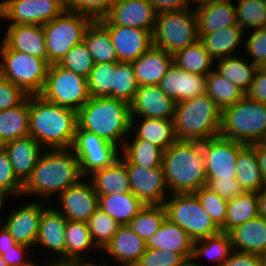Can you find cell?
Listing matches in <instances>:
<instances>
[{"instance_id": "27", "label": "cell", "mask_w": 266, "mask_h": 266, "mask_svg": "<svg viewBox=\"0 0 266 266\" xmlns=\"http://www.w3.org/2000/svg\"><path fill=\"white\" fill-rule=\"evenodd\" d=\"M145 246L147 249L180 253L185 259H189L193 255L194 241L178 224L165 218L159 230L145 241Z\"/></svg>"}, {"instance_id": "29", "label": "cell", "mask_w": 266, "mask_h": 266, "mask_svg": "<svg viewBox=\"0 0 266 266\" xmlns=\"http://www.w3.org/2000/svg\"><path fill=\"white\" fill-rule=\"evenodd\" d=\"M172 63L173 55L152 46L132 62L138 85H159Z\"/></svg>"}, {"instance_id": "38", "label": "cell", "mask_w": 266, "mask_h": 266, "mask_svg": "<svg viewBox=\"0 0 266 266\" xmlns=\"http://www.w3.org/2000/svg\"><path fill=\"white\" fill-rule=\"evenodd\" d=\"M132 139L126 138L121 149V154L132 164L153 169L162 166L163 150L146 140L137 139L134 134ZM131 140V141H130Z\"/></svg>"}, {"instance_id": "58", "label": "cell", "mask_w": 266, "mask_h": 266, "mask_svg": "<svg viewBox=\"0 0 266 266\" xmlns=\"http://www.w3.org/2000/svg\"><path fill=\"white\" fill-rule=\"evenodd\" d=\"M29 251L32 252L31 247L17 243L8 251H0V255L8 266H23L32 260Z\"/></svg>"}, {"instance_id": "46", "label": "cell", "mask_w": 266, "mask_h": 266, "mask_svg": "<svg viewBox=\"0 0 266 266\" xmlns=\"http://www.w3.org/2000/svg\"><path fill=\"white\" fill-rule=\"evenodd\" d=\"M138 87L132 62H119L114 74L112 98L120 99L130 104L135 98Z\"/></svg>"}, {"instance_id": "67", "label": "cell", "mask_w": 266, "mask_h": 266, "mask_svg": "<svg viewBox=\"0 0 266 266\" xmlns=\"http://www.w3.org/2000/svg\"><path fill=\"white\" fill-rule=\"evenodd\" d=\"M9 198H11L9 195H7L6 193L0 191V210L2 208H4V205L6 206V205L9 204V203H7L9 201H6L7 199L9 200ZM0 212H2V211H0Z\"/></svg>"}, {"instance_id": "24", "label": "cell", "mask_w": 266, "mask_h": 266, "mask_svg": "<svg viewBox=\"0 0 266 266\" xmlns=\"http://www.w3.org/2000/svg\"><path fill=\"white\" fill-rule=\"evenodd\" d=\"M209 0L194 6L198 21V36L237 25L235 1Z\"/></svg>"}, {"instance_id": "50", "label": "cell", "mask_w": 266, "mask_h": 266, "mask_svg": "<svg viewBox=\"0 0 266 266\" xmlns=\"http://www.w3.org/2000/svg\"><path fill=\"white\" fill-rule=\"evenodd\" d=\"M58 64L87 78L95 62L84 42H81L73 46Z\"/></svg>"}, {"instance_id": "72", "label": "cell", "mask_w": 266, "mask_h": 266, "mask_svg": "<svg viewBox=\"0 0 266 266\" xmlns=\"http://www.w3.org/2000/svg\"><path fill=\"white\" fill-rule=\"evenodd\" d=\"M0 266H8V264L2 259L0 255Z\"/></svg>"}, {"instance_id": "61", "label": "cell", "mask_w": 266, "mask_h": 266, "mask_svg": "<svg viewBox=\"0 0 266 266\" xmlns=\"http://www.w3.org/2000/svg\"><path fill=\"white\" fill-rule=\"evenodd\" d=\"M155 9V12L177 11L193 8L190 0H148ZM192 5V6H191Z\"/></svg>"}, {"instance_id": "35", "label": "cell", "mask_w": 266, "mask_h": 266, "mask_svg": "<svg viewBox=\"0 0 266 266\" xmlns=\"http://www.w3.org/2000/svg\"><path fill=\"white\" fill-rule=\"evenodd\" d=\"M144 206L131 192L99 196V208L119 225H128Z\"/></svg>"}, {"instance_id": "9", "label": "cell", "mask_w": 266, "mask_h": 266, "mask_svg": "<svg viewBox=\"0 0 266 266\" xmlns=\"http://www.w3.org/2000/svg\"><path fill=\"white\" fill-rule=\"evenodd\" d=\"M94 20L79 12L65 10L42 26L47 46V62L59 63L73 46L83 42L86 29Z\"/></svg>"}, {"instance_id": "42", "label": "cell", "mask_w": 266, "mask_h": 266, "mask_svg": "<svg viewBox=\"0 0 266 266\" xmlns=\"http://www.w3.org/2000/svg\"><path fill=\"white\" fill-rule=\"evenodd\" d=\"M206 94L223 110L238 102L246 93L222 77L214 68L206 75Z\"/></svg>"}, {"instance_id": "10", "label": "cell", "mask_w": 266, "mask_h": 266, "mask_svg": "<svg viewBox=\"0 0 266 266\" xmlns=\"http://www.w3.org/2000/svg\"><path fill=\"white\" fill-rule=\"evenodd\" d=\"M163 205L166 218L178 224L193 241L221 232L194 193L170 194Z\"/></svg>"}, {"instance_id": "4", "label": "cell", "mask_w": 266, "mask_h": 266, "mask_svg": "<svg viewBox=\"0 0 266 266\" xmlns=\"http://www.w3.org/2000/svg\"><path fill=\"white\" fill-rule=\"evenodd\" d=\"M77 122L81 129L122 149L130 134V104L110 97H91L77 111Z\"/></svg>"}, {"instance_id": "52", "label": "cell", "mask_w": 266, "mask_h": 266, "mask_svg": "<svg viewBox=\"0 0 266 266\" xmlns=\"http://www.w3.org/2000/svg\"><path fill=\"white\" fill-rule=\"evenodd\" d=\"M22 189L23 183L15 176L8 154L0 146V191L17 200Z\"/></svg>"}, {"instance_id": "21", "label": "cell", "mask_w": 266, "mask_h": 266, "mask_svg": "<svg viewBox=\"0 0 266 266\" xmlns=\"http://www.w3.org/2000/svg\"><path fill=\"white\" fill-rule=\"evenodd\" d=\"M176 102L167 96L159 85L139 86L130 103L131 117L173 119Z\"/></svg>"}, {"instance_id": "22", "label": "cell", "mask_w": 266, "mask_h": 266, "mask_svg": "<svg viewBox=\"0 0 266 266\" xmlns=\"http://www.w3.org/2000/svg\"><path fill=\"white\" fill-rule=\"evenodd\" d=\"M0 44L47 61V46L42 25L7 24Z\"/></svg>"}, {"instance_id": "63", "label": "cell", "mask_w": 266, "mask_h": 266, "mask_svg": "<svg viewBox=\"0 0 266 266\" xmlns=\"http://www.w3.org/2000/svg\"><path fill=\"white\" fill-rule=\"evenodd\" d=\"M16 244L10 232L0 223V251H8Z\"/></svg>"}, {"instance_id": "55", "label": "cell", "mask_w": 266, "mask_h": 266, "mask_svg": "<svg viewBox=\"0 0 266 266\" xmlns=\"http://www.w3.org/2000/svg\"><path fill=\"white\" fill-rule=\"evenodd\" d=\"M184 260L180 253L146 248L134 266H179Z\"/></svg>"}, {"instance_id": "66", "label": "cell", "mask_w": 266, "mask_h": 266, "mask_svg": "<svg viewBox=\"0 0 266 266\" xmlns=\"http://www.w3.org/2000/svg\"><path fill=\"white\" fill-rule=\"evenodd\" d=\"M179 266H204L202 262L200 261L198 263L197 260H194L193 258L185 259Z\"/></svg>"}, {"instance_id": "71", "label": "cell", "mask_w": 266, "mask_h": 266, "mask_svg": "<svg viewBox=\"0 0 266 266\" xmlns=\"http://www.w3.org/2000/svg\"><path fill=\"white\" fill-rule=\"evenodd\" d=\"M205 1H209V0H190V2L194 5H197L199 3L205 2Z\"/></svg>"}, {"instance_id": "5", "label": "cell", "mask_w": 266, "mask_h": 266, "mask_svg": "<svg viewBox=\"0 0 266 266\" xmlns=\"http://www.w3.org/2000/svg\"><path fill=\"white\" fill-rule=\"evenodd\" d=\"M221 114L222 110L207 94L176 103L173 117L176 138L203 142L218 136Z\"/></svg>"}, {"instance_id": "37", "label": "cell", "mask_w": 266, "mask_h": 266, "mask_svg": "<svg viewBox=\"0 0 266 266\" xmlns=\"http://www.w3.org/2000/svg\"><path fill=\"white\" fill-rule=\"evenodd\" d=\"M83 42L95 63L119 62L108 31L97 20L86 29Z\"/></svg>"}, {"instance_id": "43", "label": "cell", "mask_w": 266, "mask_h": 266, "mask_svg": "<svg viewBox=\"0 0 266 266\" xmlns=\"http://www.w3.org/2000/svg\"><path fill=\"white\" fill-rule=\"evenodd\" d=\"M166 218L164 205H145L128 224L131 231L146 241L157 232Z\"/></svg>"}, {"instance_id": "69", "label": "cell", "mask_w": 266, "mask_h": 266, "mask_svg": "<svg viewBox=\"0 0 266 266\" xmlns=\"http://www.w3.org/2000/svg\"><path fill=\"white\" fill-rule=\"evenodd\" d=\"M34 260H31L30 262H28L26 265L23 266H45V261H41V263H37L35 260L36 258H33Z\"/></svg>"}, {"instance_id": "3", "label": "cell", "mask_w": 266, "mask_h": 266, "mask_svg": "<svg viewBox=\"0 0 266 266\" xmlns=\"http://www.w3.org/2000/svg\"><path fill=\"white\" fill-rule=\"evenodd\" d=\"M162 167L170 194L194 193L207 184L203 142L177 140L163 152Z\"/></svg>"}, {"instance_id": "68", "label": "cell", "mask_w": 266, "mask_h": 266, "mask_svg": "<svg viewBox=\"0 0 266 266\" xmlns=\"http://www.w3.org/2000/svg\"><path fill=\"white\" fill-rule=\"evenodd\" d=\"M0 19L2 20H4V22H5V20H6V4H5V0H2V1H0ZM0 20V22H2Z\"/></svg>"}, {"instance_id": "53", "label": "cell", "mask_w": 266, "mask_h": 266, "mask_svg": "<svg viewBox=\"0 0 266 266\" xmlns=\"http://www.w3.org/2000/svg\"><path fill=\"white\" fill-rule=\"evenodd\" d=\"M115 0H65L66 9L91 17L94 21L103 18Z\"/></svg>"}, {"instance_id": "39", "label": "cell", "mask_w": 266, "mask_h": 266, "mask_svg": "<svg viewBox=\"0 0 266 266\" xmlns=\"http://www.w3.org/2000/svg\"><path fill=\"white\" fill-rule=\"evenodd\" d=\"M233 251L228 233L220 232L216 235L194 241V260L206 258L212 266H220ZM214 262V263H213Z\"/></svg>"}, {"instance_id": "18", "label": "cell", "mask_w": 266, "mask_h": 266, "mask_svg": "<svg viewBox=\"0 0 266 266\" xmlns=\"http://www.w3.org/2000/svg\"><path fill=\"white\" fill-rule=\"evenodd\" d=\"M109 33L119 62H133L153 46L151 30L101 24Z\"/></svg>"}, {"instance_id": "40", "label": "cell", "mask_w": 266, "mask_h": 266, "mask_svg": "<svg viewBox=\"0 0 266 266\" xmlns=\"http://www.w3.org/2000/svg\"><path fill=\"white\" fill-rule=\"evenodd\" d=\"M259 216L257 193L244 192L228 201L225 225L221 232L229 233L233 228Z\"/></svg>"}, {"instance_id": "17", "label": "cell", "mask_w": 266, "mask_h": 266, "mask_svg": "<svg viewBox=\"0 0 266 266\" xmlns=\"http://www.w3.org/2000/svg\"><path fill=\"white\" fill-rule=\"evenodd\" d=\"M155 9L148 0H115L100 24H113L154 31Z\"/></svg>"}, {"instance_id": "65", "label": "cell", "mask_w": 266, "mask_h": 266, "mask_svg": "<svg viewBox=\"0 0 266 266\" xmlns=\"http://www.w3.org/2000/svg\"><path fill=\"white\" fill-rule=\"evenodd\" d=\"M258 214L266 219V187L257 192Z\"/></svg>"}, {"instance_id": "26", "label": "cell", "mask_w": 266, "mask_h": 266, "mask_svg": "<svg viewBox=\"0 0 266 266\" xmlns=\"http://www.w3.org/2000/svg\"><path fill=\"white\" fill-rule=\"evenodd\" d=\"M232 249L266 258V219L257 216L229 233Z\"/></svg>"}, {"instance_id": "30", "label": "cell", "mask_w": 266, "mask_h": 266, "mask_svg": "<svg viewBox=\"0 0 266 266\" xmlns=\"http://www.w3.org/2000/svg\"><path fill=\"white\" fill-rule=\"evenodd\" d=\"M244 31L237 25L203 34L199 37L204 49L216 61L228 56H234L238 48L244 45Z\"/></svg>"}, {"instance_id": "45", "label": "cell", "mask_w": 266, "mask_h": 266, "mask_svg": "<svg viewBox=\"0 0 266 266\" xmlns=\"http://www.w3.org/2000/svg\"><path fill=\"white\" fill-rule=\"evenodd\" d=\"M119 62L95 63L87 77L88 89L91 97L112 98L114 74Z\"/></svg>"}, {"instance_id": "36", "label": "cell", "mask_w": 266, "mask_h": 266, "mask_svg": "<svg viewBox=\"0 0 266 266\" xmlns=\"http://www.w3.org/2000/svg\"><path fill=\"white\" fill-rule=\"evenodd\" d=\"M29 96L20 105L0 111V146L29 135Z\"/></svg>"}, {"instance_id": "2", "label": "cell", "mask_w": 266, "mask_h": 266, "mask_svg": "<svg viewBox=\"0 0 266 266\" xmlns=\"http://www.w3.org/2000/svg\"><path fill=\"white\" fill-rule=\"evenodd\" d=\"M29 136L44 149L72 147L77 122V111L51 103L41 95H29Z\"/></svg>"}, {"instance_id": "59", "label": "cell", "mask_w": 266, "mask_h": 266, "mask_svg": "<svg viewBox=\"0 0 266 266\" xmlns=\"http://www.w3.org/2000/svg\"><path fill=\"white\" fill-rule=\"evenodd\" d=\"M266 258L260 255L233 250L220 266H265Z\"/></svg>"}, {"instance_id": "31", "label": "cell", "mask_w": 266, "mask_h": 266, "mask_svg": "<svg viewBox=\"0 0 266 266\" xmlns=\"http://www.w3.org/2000/svg\"><path fill=\"white\" fill-rule=\"evenodd\" d=\"M87 178L98 196L131 192L126 165L121 158L108 167L94 171Z\"/></svg>"}, {"instance_id": "15", "label": "cell", "mask_w": 266, "mask_h": 266, "mask_svg": "<svg viewBox=\"0 0 266 266\" xmlns=\"http://www.w3.org/2000/svg\"><path fill=\"white\" fill-rule=\"evenodd\" d=\"M49 201H29L21 204L9 212L4 219L0 218V223L10 232L14 240L31 248L35 247L39 232V222L42 212L50 205ZM44 204V205H43Z\"/></svg>"}, {"instance_id": "20", "label": "cell", "mask_w": 266, "mask_h": 266, "mask_svg": "<svg viewBox=\"0 0 266 266\" xmlns=\"http://www.w3.org/2000/svg\"><path fill=\"white\" fill-rule=\"evenodd\" d=\"M145 250V241L131 231L128 225H120L113 238L101 250L102 254L107 255L103 257L102 263L109 265L112 259L117 266H134Z\"/></svg>"}, {"instance_id": "51", "label": "cell", "mask_w": 266, "mask_h": 266, "mask_svg": "<svg viewBox=\"0 0 266 266\" xmlns=\"http://www.w3.org/2000/svg\"><path fill=\"white\" fill-rule=\"evenodd\" d=\"M248 38L244 37L246 58L257 68L266 67V27L251 30Z\"/></svg>"}, {"instance_id": "12", "label": "cell", "mask_w": 266, "mask_h": 266, "mask_svg": "<svg viewBox=\"0 0 266 266\" xmlns=\"http://www.w3.org/2000/svg\"><path fill=\"white\" fill-rule=\"evenodd\" d=\"M245 145L220 135L203 141L207 180L235 178L238 153Z\"/></svg>"}, {"instance_id": "32", "label": "cell", "mask_w": 266, "mask_h": 266, "mask_svg": "<svg viewBox=\"0 0 266 266\" xmlns=\"http://www.w3.org/2000/svg\"><path fill=\"white\" fill-rule=\"evenodd\" d=\"M101 250L93 242L88 225L85 222L67 220L65 228V260H82L97 262L92 257L88 258V252Z\"/></svg>"}, {"instance_id": "13", "label": "cell", "mask_w": 266, "mask_h": 266, "mask_svg": "<svg viewBox=\"0 0 266 266\" xmlns=\"http://www.w3.org/2000/svg\"><path fill=\"white\" fill-rule=\"evenodd\" d=\"M120 158L126 165L131 193L144 205H163L170 195L163 167L145 169L143 166L130 163L122 154Z\"/></svg>"}, {"instance_id": "14", "label": "cell", "mask_w": 266, "mask_h": 266, "mask_svg": "<svg viewBox=\"0 0 266 266\" xmlns=\"http://www.w3.org/2000/svg\"><path fill=\"white\" fill-rule=\"evenodd\" d=\"M57 197L59 207L53 206L66 220L87 223L99 208V196L91 181L84 177L78 183L68 187Z\"/></svg>"}, {"instance_id": "41", "label": "cell", "mask_w": 266, "mask_h": 266, "mask_svg": "<svg viewBox=\"0 0 266 266\" xmlns=\"http://www.w3.org/2000/svg\"><path fill=\"white\" fill-rule=\"evenodd\" d=\"M173 62L183 70L207 75L214 68V60L198 40L173 55Z\"/></svg>"}, {"instance_id": "1", "label": "cell", "mask_w": 266, "mask_h": 266, "mask_svg": "<svg viewBox=\"0 0 266 266\" xmlns=\"http://www.w3.org/2000/svg\"><path fill=\"white\" fill-rule=\"evenodd\" d=\"M82 178L84 177L78 159L71 148L45 149L30 177L23 184L21 196L30 195L35 201L46 202Z\"/></svg>"}, {"instance_id": "16", "label": "cell", "mask_w": 266, "mask_h": 266, "mask_svg": "<svg viewBox=\"0 0 266 266\" xmlns=\"http://www.w3.org/2000/svg\"><path fill=\"white\" fill-rule=\"evenodd\" d=\"M8 24L44 25L60 16L65 0H5Z\"/></svg>"}, {"instance_id": "64", "label": "cell", "mask_w": 266, "mask_h": 266, "mask_svg": "<svg viewBox=\"0 0 266 266\" xmlns=\"http://www.w3.org/2000/svg\"><path fill=\"white\" fill-rule=\"evenodd\" d=\"M45 266H91L90 262L82 260L45 259Z\"/></svg>"}, {"instance_id": "57", "label": "cell", "mask_w": 266, "mask_h": 266, "mask_svg": "<svg viewBox=\"0 0 266 266\" xmlns=\"http://www.w3.org/2000/svg\"><path fill=\"white\" fill-rule=\"evenodd\" d=\"M207 187L217 193L220 197H222L226 201H230L235 199L237 196L244 193L240 184L236 180L233 179H221V180H207Z\"/></svg>"}, {"instance_id": "60", "label": "cell", "mask_w": 266, "mask_h": 266, "mask_svg": "<svg viewBox=\"0 0 266 266\" xmlns=\"http://www.w3.org/2000/svg\"><path fill=\"white\" fill-rule=\"evenodd\" d=\"M246 95L257 102L266 104V68H257L251 88Z\"/></svg>"}, {"instance_id": "23", "label": "cell", "mask_w": 266, "mask_h": 266, "mask_svg": "<svg viewBox=\"0 0 266 266\" xmlns=\"http://www.w3.org/2000/svg\"><path fill=\"white\" fill-rule=\"evenodd\" d=\"M66 223L65 217L51 204L42 212L35 246L42 247L43 251L49 250L50 254L55 253L54 256L57 253L52 259L65 260Z\"/></svg>"}, {"instance_id": "70", "label": "cell", "mask_w": 266, "mask_h": 266, "mask_svg": "<svg viewBox=\"0 0 266 266\" xmlns=\"http://www.w3.org/2000/svg\"><path fill=\"white\" fill-rule=\"evenodd\" d=\"M91 266H112V265H107L98 261L97 263L96 262L91 263Z\"/></svg>"}, {"instance_id": "62", "label": "cell", "mask_w": 266, "mask_h": 266, "mask_svg": "<svg viewBox=\"0 0 266 266\" xmlns=\"http://www.w3.org/2000/svg\"><path fill=\"white\" fill-rule=\"evenodd\" d=\"M255 154L257 156L263 182L266 187V142L255 143Z\"/></svg>"}, {"instance_id": "11", "label": "cell", "mask_w": 266, "mask_h": 266, "mask_svg": "<svg viewBox=\"0 0 266 266\" xmlns=\"http://www.w3.org/2000/svg\"><path fill=\"white\" fill-rule=\"evenodd\" d=\"M45 100L78 111L91 98L87 78L58 63L50 64L41 93Z\"/></svg>"}, {"instance_id": "48", "label": "cell", "mask_w": 266, "mask_h": 266, "mask_svg": "<svg viewBox=\"0 0 266 266\" xmlns=\"http://www.w3.org/2000/svg\"><path fill=\"white\" fill-rule=\"evenodd\" d=\"M87 225L93 242L100 250L113 238L120 226L111 216L100 208L89 218Z\"/></svg>"}, {"instance_id": "34", "label": "cell", "mask_w": 266, "mask_h": 266, "mask_svg": "<svg viewBox=\"0 0 266 266\" xmlns=\"http://www.w3.org/2000/svg\"><path fill=\"white\" fill-rule=\"evenodd\" d=\"M235 178L244 192L257 193L265 187L258 159L255 154V143L245 145L239 151L236 160Z\"/></svg>"}, {"instance_id": "54", "label": "cell", "mask_w": 266, "mask_h": 266, "mask_svg": "<svg viewBox=\"0 0 266 266\" xmlns=\"http://www.w3.org/2000/svg\"><path fill=\"white\" fill-rule=\"evenodd\" d=\"M71 149L73 151L121 150L118 146L92 132L81 129L78 125Z\"/></svg>"}, {"instance_id": "8", "label": "cell", "mask_w": 266, "mask_h": 266, "mask_svg": "<svg viewBox=\"0 0 266 266\" xmlns=\"http://www.w3.org/2000/svg\"><path fill=\"white\" fill-rule=\"evenodd\" d=\"M49 65L45 59L12 50L4 42L0 44V75L22 88L28 95L41 93Z\"/></svg>"}, {"instance_id": "56", "label": "cell", "mask_w": 266, "mask_h": 266, "mask_svg": "<svg viewBox=\"0 0 266 266\" xmlns=\"http://www.w3.org/2000/svg\"><path fill=\"white\" fill-rule=\"evenodd\" d=\"M28 96L22 88L0 75V111L22 104Z\"/></svg>"}, {"instance_id": "6", "label": "cell", "mask_w": 266, "mask_h": 266, "mask_svg": "<svg viewBox=\"0 0 266 266\" xmlns=\"http://www.w3.org/2000/svg\"><path fill=\"white\" fill-rule=\"evenodd\" d=\"M219 135L246 145L266 142V104L244 95L224 108Z\"/></svg>"}, {"instance_id": "49", "label": "cell", "mask_w": 266, "mask_h": 266, "mask_svg": "<svg viewBox=\"0 0 266 266\" xmlns=\"http://www.w3.org/2000/svg\"><path fill=\"white\" fill-rule=\"evenodd\" d=\"M194 194L213 222L221 229L225 225L228 201L206 185L195 191Z\"/></svg>"}, {"instance_id": "44", "label": "cell", "mask_w": 266, "mask_h": 266, "mask_svg": "<svg viewBox=\"0 0 266 266\" xmlns=\"http://www.w3.org/2000/svg\"><path fill=\"white\" fill-rule=\"evenodd\" d=\"M235 8L237 23L245 32L244 36L250 30L266 27L265 0H236Z\"/></svg>"}, {"instance_id": "25", "label": "cell", "mask_w": 266, "mask_h": 266, "mask_svg": "<svg viewBox=\"0 0 266 266\" xmlns=\"http://www.w3.org/2000/svg\"><path fill=\"white\" fill-rule=\"evenodd\" d=\"M8 154L15 176L24 184L35 168L44 148L32 137L26 136L2 145Z\"/></svg>"}, {"instance_id": "33", "label": "cell", "mask_w": 266, "mask_h": 266, "mask_svg": "<svg viewBox=\"0 0 266 266\" xmlns=\"http://www.w3.org/2000/svg\"><path fill=\"white\" fill-rule=\"evenodd\" d=\"M239 53L237 54L239 56H228L214 61V69L226 80L247 93L251 88L257 67L245 57L244 53L240 51Z\"/></svg>"}, {"instance_id": "28", "label": "cell", "mask_w": 266, "mask_h": 266, "mask_svg": "<svg viewBox=\"0 0 266 266\" xmlns=\"http://www.w3.org/2000/svg\"><path fill=\"white\" fill-rule=\"evenodd\" d=\"M130 132L135 134L137 139L149 141L163 151L178 140L173 119L131 117Z\"/></svg>"}, {"instance_id": "47", "label": "cell", "mask_w": 266, "mask_h": 266, "mask_svg": "<svg viewBox=\"0 0 266 266\" xmlns=\"http://www.w3.org/2000/svg\"><path fill=\"white\" fill-rule=\"evenodd\" d=\"M76 155L83 177H88L94 171L112 165L120 158L121 150L73 151Z\"/></svg>"}, {"instance_id": "7", "label": "cell", "mask_w": 266, "mask_h": 266, "mask_svg": "<svg viewBox=\"0 0 266 266\" xmlns=\"http://www.w3.org/2000/svg\"><path fill=\"white\" fill-rule=\"evenodd\" d=\"M152 35L153 46L171 55L196 43L199 36L194 6L183 10L158 13Z\"/></svg>"}, {"instance_id": "19", "label": "cell", "mask_w": 266, "mask_h": 266, "mask_svg": "<svg viewBox=\"0 0 266 266\" xmlns=\"http://www.w3.org/2000/svg\"><path fill=\"white\" fill-rule=\"evenodd\" d=\"M159 86L176 103L183 102L206 94V75L187 72L173 62Z\"/></svg>"}]
</instances>
